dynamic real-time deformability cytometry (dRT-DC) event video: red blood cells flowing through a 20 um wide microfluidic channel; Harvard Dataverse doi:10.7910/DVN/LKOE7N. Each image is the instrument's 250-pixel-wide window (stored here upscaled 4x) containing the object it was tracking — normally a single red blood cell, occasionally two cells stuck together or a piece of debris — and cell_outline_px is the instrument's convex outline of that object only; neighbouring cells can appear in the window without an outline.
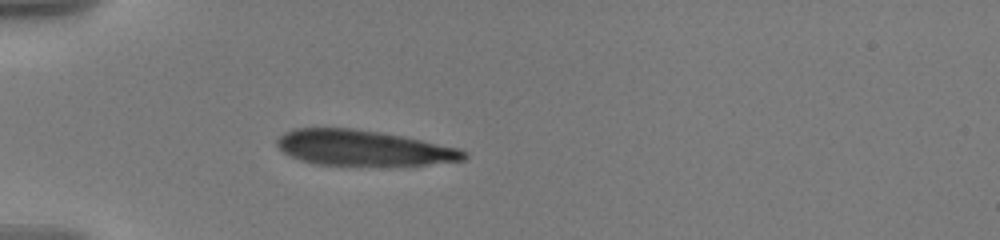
{"species": "human", "species_latin": "Homo sapiens", "temperature_condition": "warm", "stored_images_in_passage": 40, "camera_frame_rate_fps": 3000, "um_per_image_px": 0.085, "donor": {"sex": "male"}, "frame": {"image": 1, "passage_image": 1, "time_ms": 0.0, "image_size_px": [1000, 240], "cell_outline_px": [[468, 156], [464, 160], [400, 168], [316, 164], [300, 160], [284, 152], [276, 144], [276, 140], [284, 132], [296, 128], [348, 128], [376, 132], [400, 136], [460, 148], [468, 152]], "centroid_in_image_um": [30.94, 12.63], "position_along_channel_um": 54.1, "area_um2": 39.48}}
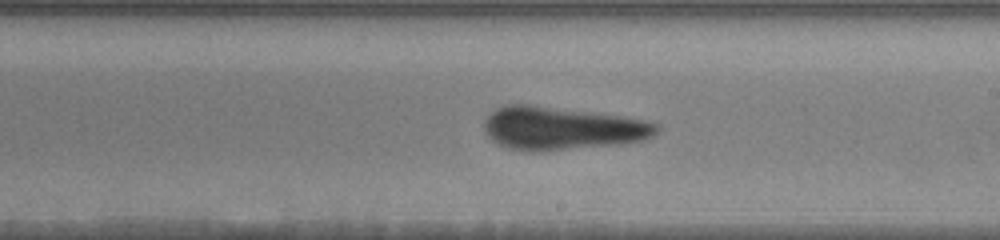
{"frame": {"image": 2, "passage_image": 18, "time_ms": 5.667, "image_size_px": [1000, 240], "cell_outline_px": [[660, 128], [652, 136], [640, 140], [620, 144], [544, 152], [532, 152], [508, 148], [496, 144], [484, 132], [484, 120], [496, 108], [508, 104], [532, 104], [620, 116], [644, 120], [660, 124]], "centroid_in_image_um": [47.71, 10.92], "position_along_channel_um": 241.3, "area_um2": 43.58}}
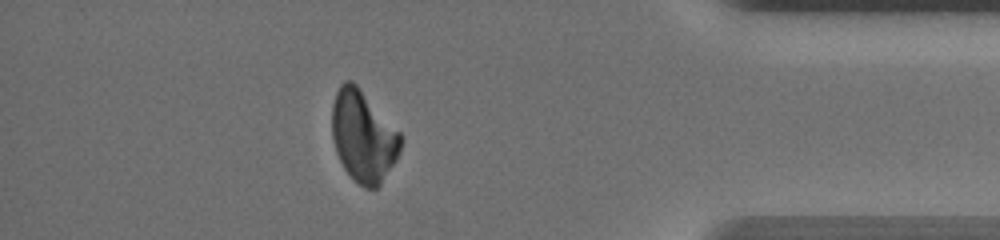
{"frame": {"image": 3, "passage_image": 34, "time_ms": 11.0, "image_size_px": [1000, 240], "cell_outline_px": [[400, 152], [396, 160], [380, 184], [376, 188], [364, 188], [344, 168], [336, 152], [332, 136], [332, 104], [336, 92], [340, 84], [344, 80], [352, 80], [356, 84], [400, 132]], "centroid_in_image_um": [30.86, 11.56], "position_along_channel_um": 404.3, "area_um2": 36.13}, "authors_computed_cell_mechanics": {"area_um2": 40.0554, "velocity_mm_per_s": 3.59, "shape_relaxation_time_tau1_ms": 4.1989, "shape_relaxation_time_tau2_ms": null, "deformation_change_tau1": 0.1061, "deformation_change_tau2": null}}